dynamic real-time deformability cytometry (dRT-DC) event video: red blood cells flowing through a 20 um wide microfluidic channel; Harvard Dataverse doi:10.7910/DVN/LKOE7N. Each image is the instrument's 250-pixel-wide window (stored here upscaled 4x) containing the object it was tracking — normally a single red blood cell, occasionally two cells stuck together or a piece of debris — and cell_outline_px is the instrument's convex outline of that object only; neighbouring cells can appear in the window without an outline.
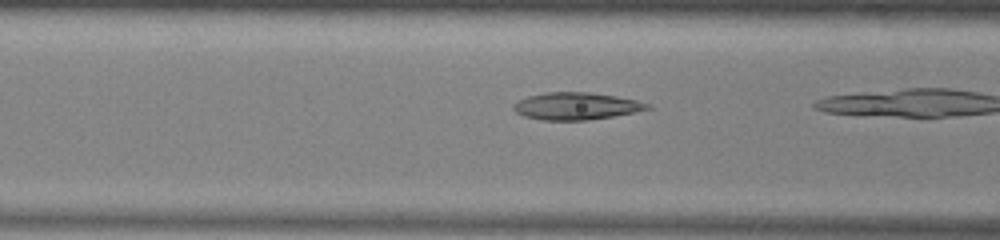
{"species": "common noctule bat (a hibernating species)", "species_latin": "Nyctalus noctula", "temperature_condition": "warm", "stored_images_in_passage": 5, "camera_frame_rate_fps": 3000, "um_per_image_px": 0.085, "animal": {"sex": "male", "body_mass_g": 13.0, "forearm_length_mm": 53.1}, "frame": {"image": 1, "passage_image": 3, "time_ms": 0.667, "image_size_px": [1000, 240], "cell_outline_px": [[652, 108], [636, 112], [588, 120], [540, 120], [524, 116], [516, 112], [512, 108], [512, 104], [528, 96], [544, 92], [588, 92], [616, 96], [636, 100], [652, 104]], "centroid_in_image_um": [48.98, 9.02], "position_along_channel_um": 117.6, "area_um2": 21.33}}